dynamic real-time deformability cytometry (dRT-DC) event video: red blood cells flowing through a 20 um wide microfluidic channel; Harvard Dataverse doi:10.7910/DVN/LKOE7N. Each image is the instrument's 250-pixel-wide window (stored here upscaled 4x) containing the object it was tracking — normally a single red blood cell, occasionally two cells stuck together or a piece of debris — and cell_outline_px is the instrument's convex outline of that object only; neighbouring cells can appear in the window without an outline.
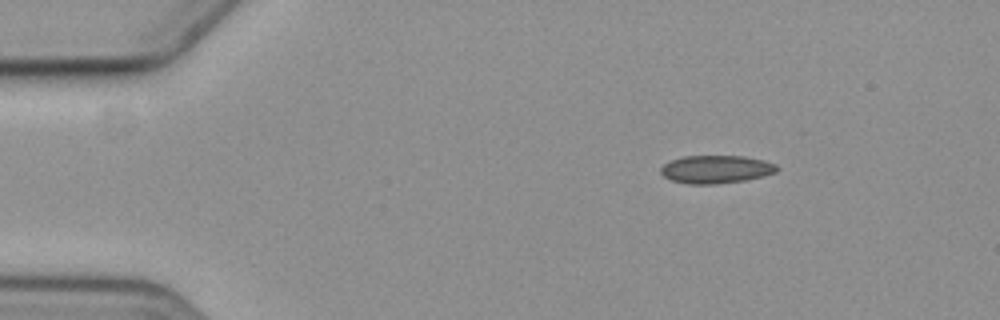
{"species": "common noctule bat (a hibernating species)", "species_latin": "Nyctalus noctula", "temperature_condition": "cold", "stored_images_in_passage": 57, "camera_frame_rate_fps": 3000, "um_per_image_px": 0.085, "animal": {"sex": "female", "body_mass_g": 19.3, "forearm_length_mm": 54.1}, "frame": {"image": 1, "passage_image": 8, "time_ms": 2.333, "image_size_px": [1000, 320], "cell_outline_px": [[780, 168], [776, 172], [764, 176], [744, 180], [716, 184], [688, 184], [672, 180], [664, 176], [660, 172], [660, 168], [664, 164], [672, 160], [684, 156], [744, 156], [764, 160], [776, 164]], "centroid_in_image_um": [60.89, 14.39], "position_along_channel_um": 24.1, "area_um2": 18.96}}
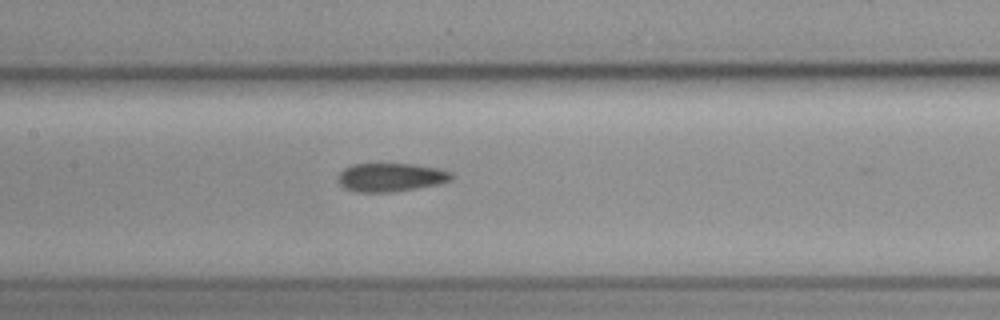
{"frame": {"image": 2, "passage_image": 27, "time_ms": 8.667, "image_size_px": [1000, 320], "cell_outline_px": [[452, 180], [440, 184], [392, 192], [356, 192], [344, 188], [336, 180], [340, 172], [344, 168], [352, 164], [412, 164], [440, 168], [452, 172]], "centroid_in_image_um": [33.21, 15.07], "position_along_channel_um": 174.2, "area_um2": 19.02}}
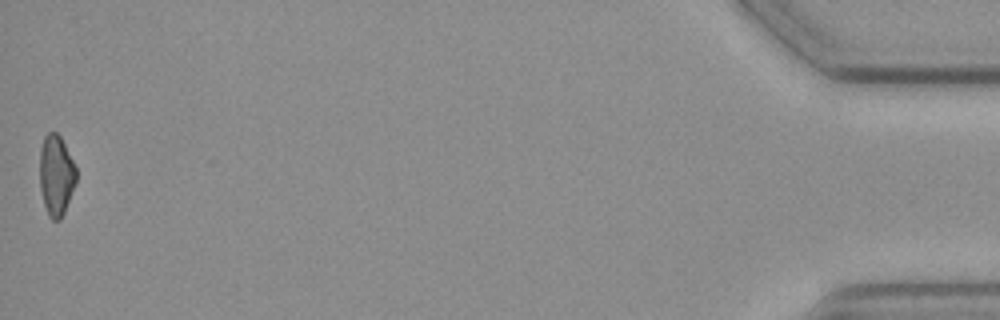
{"frame": {"image": 3, "passage_image": 57, "time_ms": 18.667, "image_size_px": [1000, 320], "cell_outline_px": [[76, 184], [64, 212], [60, 220], [52, 220], [48, 216], [44, 204], [40, 188], [40, 148], [44, 136], [48, 132], [56, 132], [60, 136], [76, 168]], "centroid_in_image_um": [4.77, 14.91], "position_along_channel_um": 430.4, "area_um2": 17.11}}